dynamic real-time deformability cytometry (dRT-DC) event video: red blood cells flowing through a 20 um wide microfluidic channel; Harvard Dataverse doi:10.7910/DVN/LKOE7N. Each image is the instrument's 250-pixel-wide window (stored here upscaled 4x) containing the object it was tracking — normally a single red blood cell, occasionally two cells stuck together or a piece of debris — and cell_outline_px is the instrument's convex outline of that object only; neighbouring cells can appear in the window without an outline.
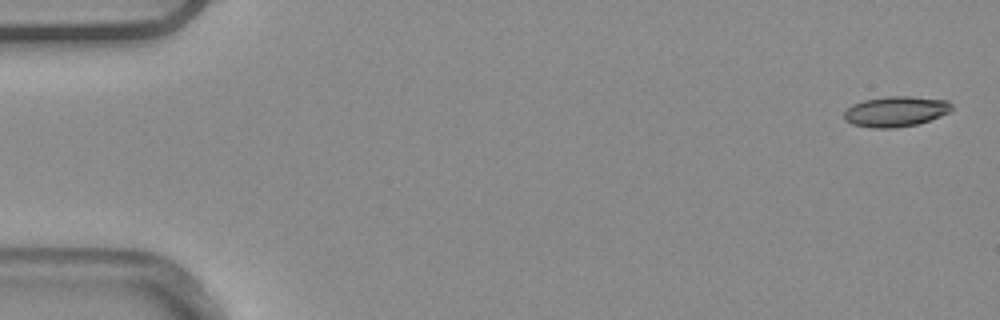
{"species": "common noctule bat (a hibernating species)", "species_latin": "Nyctalus noctula", "temperature_condition": "warm", "stored_images_in_passage": 5, "camera_frame_rate_fps": 3000, "um_per_image_px": 0.085, "animal": {"sex": "male", "body_mass_g": 20.4}, "frame": {"image": 1, "passage_image": 1, "time_ms": 0.0, "image_size_px": [1000, 320], "cell_outline_px": [[952, 112], [916, 124], [896, 128], [872, 128], [852, 124], [844, 120], [844, 112], [852, 104], [864, 100], [888, 96], [912, 96], [948, 100], [952, 104]], "centroid_in_image_um": [76.15, 9.47], "position_along_channel_um": 8.9, "area_um2": 19.19}}
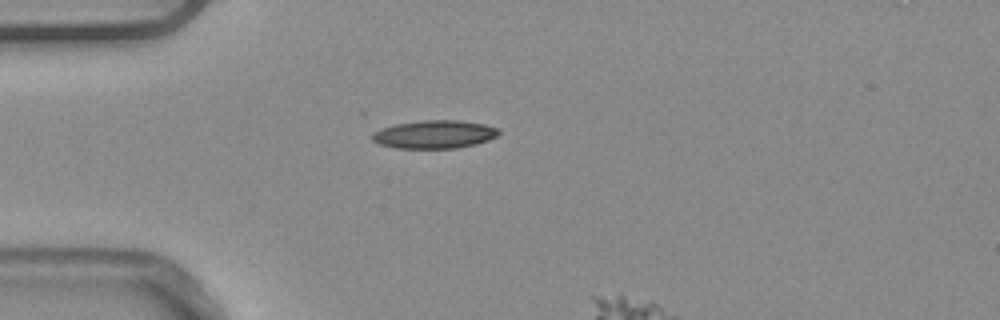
{"frame": {"image": 2, "passage_image": 4, "time_ms": 1.0, "image_size_px": [1000, 320], "cell_outline_px": [[500, 132], [496, 136], [488, 140], [476, 144], [456, 148], [396, 148], [380, 144], [372, 140], [372, 132], [380, 128], [396, 124], [420, 120], [460, 120], [484, 124], [496, 128]], "centroid_in_image_um": [36.9, 11.41], "position_along_channel_um": 48.1, "area_um2": 20.75}}